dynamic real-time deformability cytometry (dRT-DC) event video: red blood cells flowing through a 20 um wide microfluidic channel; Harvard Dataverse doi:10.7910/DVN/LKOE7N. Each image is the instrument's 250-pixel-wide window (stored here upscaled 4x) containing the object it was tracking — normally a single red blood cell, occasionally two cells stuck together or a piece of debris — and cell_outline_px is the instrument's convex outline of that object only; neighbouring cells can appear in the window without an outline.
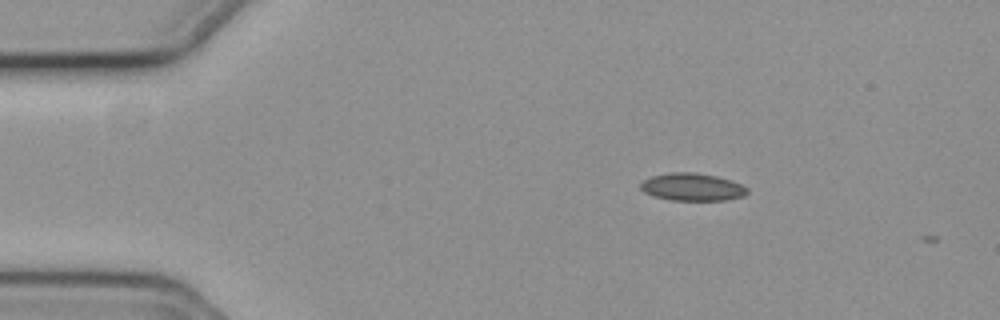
{"species": "common noctule bat (a hibernating species)", "species_latin": "Nyctalus noctula", "temperature_condition": "cold", "stored_images_in_passage": 2, "camera_frame_rate_fps": 3000, "um_per_image_px": 0.085, "animal": {"sex": "female", "body_mass_g": 19.3, "forearm_length_mm": 54.1}, "frame": {"image": 1, "passage_image": 1, "time_ms": 0.0, "image_size_px": [1000, 320], "cell_outline_px": [[748, 192], [744, 196], [724, 200], [672, 200], [652, 196], [644, 192], [640, 188], [640, 184], [644, 180], [652, 176], [668, 172], [696, 172], [716, 176], [732, 180], [748, 188]], "centroid_in_image_um": [58.83, 15.89], "position_along_channel_um": 26.2, "area_um2": 17.22}}